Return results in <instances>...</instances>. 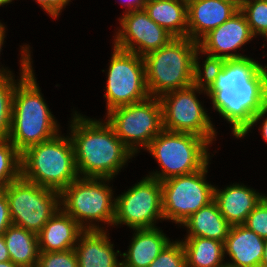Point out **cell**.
<instances>
[{"instance_id": "cell-1", "label": "cell", "mask_w": 267, "mask_h": 267, "mask_svg": "<svg viewBox=\"0 0 267 267\" xmlns=\"http://www.w3.org/2000/svg\"><path fill=\"white\" fill-rule=\"evenodd\" d=\"M71 124L75 165L84 178H108L114 175L134 155L106 122L88 120L74 115Z\"/></svg>"}, {"instance_id": "cell-2", "label": "cell", "mask_w": 267, "mask_h": 267, "mask_svg": "<svg viewBox=\"0 0 267 267\" xmlns=\"http://www.w3.org/2000/svg\"><path fill=\"white\" fill-rule=\"evenodd\" d=\"M22 49L24 50L21 60L22 76L13 94L11 126L8 135L9 141L20 153L30 146L59 135L57 122L54 121L36 84L29 48L26 46Z\"/></svg>"}, {"instance_id": "cell-3", "label": "cell", "mask_w": 267, "mask_h": 267, "mask_svg": "<svg viewBox=\"0 0 267 267\" xmlns=\"http://www.w3.org/2000/svg\"><path fill=\"white\" fill-rule=\"evenodd\" d=\"M198 53V42L175 37L162 48L146 54L143 59L150 97L189 87L200 80Z\"/></svg>"}, {"instance_id": "cell-4", "label": "cell", "mask_w": 267, "mask_h": 267, "mask_svg": "<svg viewBox=\"0 0 267 267\" xmlns=\"http://www.w3.org/2000/svg\"><path fill=\"white\" fill-rule=\"evenodd\" d=\"M21 176L61 193L79 175L71 138L56 135L21 153Z\"/></svg>"}, {"instance_id": "cell-5", "label": "cell", "mask_w": 267, "mask_h": 267, "mask_svg": "<svg viewBox=\"0 0 267 267\" xmlns=\"http://www.w3.org/2000/svg\"><path fill=\"white\" fill-rule=\"evenodd\" d=\"M210 142L191 133L162 130L146 148L157 159L162 173L149 177L160 182L196 172L208 165Z\"/></svg>"}, {"instance_id": "cell-6", "label": "cell", "mask_w": 267, "mask_h": 267, "mask_svg": "<svg viewBox=\"0 0 267 267\" xmlns=\"http://www.w3.org/2000/svg\"><path fill=\"white\" fill-rule=\"evenodd\" d=\"M2 190L8 200L12 224L38 234L60 210V193L20 176ZM59 208V209H58Z\"/></svg>"}, {"instance_id": "cell-7", "label": "cell", "mask_w": 267, "mask_h": 267, "mask_svg": "<svg viewBox=\"0 0 267 267\" xmlns=\"http://www.w3.org/2000/svg\"><path fill=\"white\" fill-rule=\"evenodd\" d=\"M103 180L110 179L79 176L60 193L61 203L64 205L62 210L84 230H102L94 224L83 226L84 220H99L112 225L114 223L116 203L112 200V190L108 185L102 184Z\"/></svg>"}, {"instance_id": "cell-8", "label": "cell", "mask_w": 267, "mask_h": 267, "mask_svg": "<svg viewBox=\"0 0 267 267\" xmlns=\"http://www.w3.org/2000/svg\"><path fill=\"white\" fill-rule=\"evenodd\" d=\"M107 114V123L133 154L137 152L138 145L146 149L163 130L159 97H149L142 102L120 106Z\"/></svg>"}, {"instance_id": "cell-9", "label": "cell", "mask_w": 267, "mask_h": 267, "mask_svg": "<svg viewBox=\"0 0 267 267\" xmlns=\"http://www.w3.org/2000/svg\"><path fill=\"white\" fill-rule=\"evenodd\" d=\"M202 89L205 90V87L201 80H198L189 87L159 96L164 130L195 134L211 143L215 130L195 95V90Z\"/></svg>"}, {"instance_id": "cell-10", "label": "cell", "mask_w": 267, "mask_h": 267, "mask_svg": "<svg viewBox=\"0 0 267 267\" xmlns=\"http://www.w3.org/2000/svg\"><path fill=\"white\" fill-rule=\"evenodd\" d=\"M106 86L108 112L114 108L142 102L150 97L142 56L114 47Z\"/></svg>"}, {"instance_id": "cell-11", "label": "cell", "mask_w": 267, "mask_h": 267, "mask_svg": "<svg viewBox=\"0 0 267 267\" xmlns=\"http://www.w3.org/2000/svg\"><path fill=\"white\" fill-rule=\"evenodd\" d=\"M207 166L161 182L163 218L183 224L214 200V186L205 181Z\"/></svg>"}, {"instance_id": "cell-12", "label": "cell", "mask_w": 267, "mask_h": 267, "mask_svg": "<svg viewBox=\"0 0 267 267\" xmlns=\"http://www.w3.org/2000/svg\"><path fill=\"white\" fill-rule=\"evenodd\" d=\"M115 203L114 225L123 223L134 230L155 228V219L163 218L161 182L147 176Z\"/></svg>"}, {"instance_id": "cell-13", "label": "cell", "mask_w": 267, "mask_h": 267, "mask_svg": "<svg viewBox=\"0 0 267 267\" xmlns=\"http://www.w3.org/2000/svg\"><path fill=\"white\" fill-rule=\"evenodd\" d=\"M120 22L123 29L117 33L114 47L142 57L162 48L175 38L156 24L144 9L126 11ZM135 45L139 46L136 48Z\"/></svg>"}, {"instance_id": "cell-14", "label": "cell", "mask_w": 267, "mask_h": 267, "mask_svg": "<svg viewBox=\"0 0 267 267\" xmlns=\"http://www.w3.org/2000/svg\"><path fill=\"white\" fill-rule=\"evenodd\" d=\"M253 37L255 36L244 14L239 10L219 27L203 36L200 39L201 41H198V49H200L201 53H208L205 62L240 59L245 56L226 52L242 47Z\"/></svg>"}, {"instance_id": "cell-15", "label": "cell", "mask_w": 267, "mask_h": 267, "mask_svg": "<svg viewBox=\"0 0 267 267\" xmlns=\"http://www.w3.org/2000/svg\"><path fill=\"white\" fill-rule=\"evenodd\" d=\"M203 65L204 75L200 72V80L205 90L233 91V88L248 86V83L264 68L247 57L204 62Z\"/></svg>"}, {"instance_id": "cell-16", "label": "cell", "mask_w": 267, "mask_h": 267, "mask_svg": "<svg viewBox=\"0 0 267 267\" xmlns=\"http://www.w3.org/2000/svg\"><path fill=\"white\" fill-rule=\"evenodd\" d=\"M238 11L237 7L223 0L190 1L187 3V37L200 41L209 31L219 27Z\"/></svg>"}, {"instance_id": "cell-17", "label": "cell", "mask_w": 267, "mask_h": 267, "mask_svg": "<svg viewBox=\"0 0 267 267\" xmlns=\"http://www.w3.org/2000/svg\"><path fill=\"white\" fill-rule=\"evenodd\" d=\"M264 245L265 239L243 224L231 226L224 241V251L233 261L228 264L234 267H260Z\"/></svg>"}, {"instance_id": "cell-18", "label": "cell", "mask_w": 267, "mask_h": 267, "mask_svg": "<svg viewBox=\"0 0 267 267\" xmlns=\"http://www.w3.org/2000/svg\"><path fill=\"white\" fill-rule=\"evenodd\" d=\"M84 231L69 214L60 208L37 234L39 251L57 252L74 249L75 242Z\"/></svg>"}, {"instance_id": "cell-19", "label": "cell", "mask_w": 267, "mask_h": 267, "mask_svg": "<svg viewBox=\"0 0 267 267\" xmlns=\"http://www.w3.org/2000/svg\"><path fill=\"white\" fill-rule=\"evenodd\" d=\"M263 195L246 186L232 185L220 191L214 187V201L231 226L242 225L262 200Z\"/></svg>"}, {"instance_id": "cell-20", "label": "cell", "mask_w": 267, "mask_h": 267, "mask_svg": "<svg viewBox=\"0 0 267 267\" xmlns=\"http://www.w3.org/2000/svg\"><path fill=\"white\" fill-rule=\"evenodd\" d=\"M104 230H85L74 247L78 267H122Z\"/></svg>"}, {"instance_id": "cell-21", "label": "cell", "mask_w": 267, "mask_h": 267, "mask_svg": "<svg viewBox=\"0 0 267 267\" xmlns=\"http://www.w3.org/2000/svg\"><path fill=\"white\" fill-rule=\"evenodd\" d=\"M137 231V232H136ZM135 236L122 261V267H148L170 243L157 228L135 229Z\"/></svg>"}, {"instance_id": "cell-22", "label": "cell", "mask_w": 267, "mask_h": 267, "mask_svg": "<svg viewBox=\"0 0 267 267\" xmlns=\"http://www.w3.org/2000/svg\"><path fill=\"white\" fill-rule=\"evenodd\" d=\"M144 11L174 37H187V3L180 0H146Z\"/></svg>"}, {"instance_id": "cell-23", "label": "cell", "mask_w": 267, "mask_h": 267, "mask_svg": "<svg viewBox=\"0 0 267 267\" xmlns=\"http://www.w3.org/2000/svg\"><path fill=\"white\" fill-rule=\"evenodd\" d=\"M183 224L189 229L187 237H203L221 242L225 241L231 227L214 200L193 213Z\"/></svg>"}, {"instance_id": "cell-24", "label": "cell", "mask_w": 267, "mask_h": 267, "mask_svg": "<svg viewBox=\"0 0 267 267\" xmlns=\"http://www.w3.org/2000/svg\"><path fill=\"white\" fill-rule=\"evenodd\" d=\"M3 237L10 259L16 265L24 267L38 263L40 251L37 234L12 224Z\"/></svg>"}, {"instance_id": "cell-25", "label": "cell", "mask_w": 267, "mask_h": 267, "mask_svg": "<svg viewBox=\"0 0 267 267\" xmlns=\"http://www.w3.org/2000/svg\"><path fill=\"white\" fill-rule=\"evenodd\" d=\"M267 66L263 68L248 86L233 88L240 99V107H244L252 116L251 125L238 137L241 138L267 113Z\"/></svg>"}, {"instance_id": "cell-26", "label": "cell", "mask_w": 267, "mask_h": 267, "mask_svg": "<svg viewBox=\"0 0 267 267\" xmlns=\"http://www.w3.org/2000/svg\"><path fill=\"white\" fill-rule=\"evenodd\" d=\"M211 97L213 107L233 125V134L238 138L252 123L253 116L240 107L236 93L228 90H204Z\"/></svg>"}, {"instance_id": "cell-27", "label": "cell", "mask_w": 267, "mask_h": 267, "mask_svg": "<svg viewBox=\"0 0 267 267\" xmlns=\"http://www.w3.org/2000/svg\"><path fill=\"white\" fill-rule=\"evenodd\" d=\"M187 267H222L224 242L203 237H187L183 242Z\"/></svg>"}, {"instance_id": "cell-28", "label": "cell", "mask_w": 267, "mask_h": 267, "mask_svg": "<svg viewBox=\"0 0 267 267\" xmlns=\"http://www.w3.org/2000/svg\"><path fill=\"white\" fill-rule=\"evenodd\" d=\"M9 142L0 140V189L21 176V153Z\"/></svg>"}, {"instance_id": "cell-29", "label": "cell", "mask_w": 267, "mask_h": 267, "mask_svg": "<svg viewBox=\"0 0 267 267\" xmlns=\"http://www.w3.org/2000/svg\"><path fill=\"white\" fill-rule=\"evenodd\" d=\"M8 73L0 75V140L8 139L11 126L13 94L16 87L11 71H8Z\"/></svg>"}, {"instance_id": "cell-30", "label": "cell", "mask_w": 267, "mask_h": 267, "mask_svg": "<svg viewBox=\"0 0 267 267\" xmlns=\"http://www.w3.org/2000/svg\"><path fill=\"white\" fill-rule=\"evenodd\" d=\"M254 1V2H252ZM246 0L240 9L255 36L267 33V0Z\"/></svg>"}, {"instance_id": "cell-31", "label": "cell", "mask_w": 267, "mask_h": 267, "mask_svg": "<svg viewBox=\"0 0 267 267\" xmlns=\"http://www.w3.org/2000/svg\"><path fill=\"white\" fill-rule=\"evenodd\" d=\"M148 267H187L182 242H170Z\"/></svg>"}, {"instance_id": "cell-32", "label": "cell", "mask_w": 267, "mask_h": 267, "mask_svg": "<svg viewBox=\"0 0 267 267\" xmlns=\"http://www.w3.org/2000/svg\"><path fill=\"white\" fill-rule=\"evenodd\" d=\"M38 262L42 267H78L74 249L57 252H40Z\"/></svg>"}, {"instance_id": "cell-33", "label": "cell", "mask_w": 267, "mask_h": 267, "mask_svg": "<svg viewBox=\"0 0 267 267\" xmlns=\"http://www.w3.org/2000/svg\"><path fill=\"white\" fill-rule=\"evenodd\" d=\"M258 236L267 239V203L262 199L243 224Z\"/></svg>"}, {"instance_id": "cell-34", "label": "cell", "mask_w": 267, "mask_h": 267, "mask_svg": "<svg viewBox=\"0 0 267 267\" xmlns=\"http://www.w3.org/2000/svg\"><path fill=\"white\" fill-rule=\"evenodd\" d=\"M10 225H12V220L8 200L5 192L0 189V235H3Z\"/></svg>"}, {"instance_id": "cell-35", "label": "cell", "mask_w": 267, "mask_h": 267, "mask_svg": "<svg viewBox=\"0 0 267 267\" xmlns=\"http://www.w3.org/2000/svg\"><path fill=\"white\" fill-rule=\"evenodd\" d=\"M54 18L57 17L70 0H36Z\"/></svg>"}, {"instance_id": "cell-36", "label": "cell", "mask_w": 267, "mask_h": 267, "mask_svg": "<svg viewBox=\"0 0 267 267\" xmlns=\"http://www.w3.org/2000/svg\"><path fill=\"white\" fill-rule=\"evenodd\" d=\"M10 256L3 235H0V262L9 261Z\"/></svg>"}, {"instance_id": "cell-37", "label": "cell", "mask_w": 267, "mask_h": 267, "mask_svg": "<svg viewBox=\"0 0 267 267\" xmlns=\"http://www.w3.org/2000/svg\"><path fill=\"white\" fill-rule=\"evenodd\" d=\"M127 4L130 9L128 10V12L135 10H143L146 4V0H128Z\"/></svg>"}, {"instance_id": "cell-38", "label": "cell", "mask_w": 267, "mask_h": 267, "mask_svg": "<svg viewBox=\"0 0 267 267\" xmlns=\"http://www.w3.org/2000/svg\"><path fill=\"white\" fill-rule=\"evenodd\" d=\"M260 267H267V239L265 240L264 250H263V257L261 260Z\"/></svg>"}, {"instance_id": "cell-39", "label": "cell", "mask_w": 267, "mask_h": 267, "mask_svg": "<svg viewBox=\"0 0 267 267\" xmlns=\"http://www.w3.org/2000/svg\"><path fill=\"white\" fill-rule=\"evenodd\" d=\"M223 1L231 3L240 10L246 0H223Z\"/></svg>"}, {"instance_id": "cell-40", "label": "cell", "mask_w": 267, "mask_h": 267, "mask_svg": "<svg viewBox=\"0 0 267 267\" xmlns=\"http://www.w3.org/2000/svg\"><path fill=\"white\" fill-rule=\"evenodd\" d=\"M0 267H19L16 265L13 261H5V262H0Z\"/></svg>"}, {"instance_id": "cell-41", "label": "cell", "mask_w": 267, "mask_h": 267, "mask_svg": "<svg viewBox=\"0 0 267 267\" xmlns=\"http://www.w3.org/2000/svg\"><path fill=\"white\" fill-rule=\"evenodd\" d=\"M5 30V28H4V26L0 23V51H1V47H2V45H3V41H4V31Z\"/></svg>"}, {"instance_id": "cell-42", "label": "cell", "mask_w": 267, "mask_h": 267, "mask_svg": "<svg viewBox=\"0 0 267 267\" xmlns=\"http://www.w3.org/2000/svg\"><path fill=\"white\" fill-rule=\"evenodd\" d=\"M262 132L264 139L267 141V119L263 122Z\"/></svg>"}, {"instance_id": "cell-43", "label": "cell", "mask_w": 267, "mask_h": 267, "mask_svg": "<svg viewBox=\"0 0 267 267\" xmlns=\"http://www.w3.org/2000/svg\"><path fill=\"white\" fill-rule=\"evenodd\" d=\"M12 0H0V6L5 5L6 3H10Z\"/></svg>"}, {"instance_id": "cell-44", "label": "cell", "mask_w": 267, "mask_h": 267, "mask_svg": "<svg viewBox=\"0 0 267 267\" xmlns=\"http://www.w3.org/2000/svg\"><path fill=\"white\" fill-rule=\"evenodd\" d=\"M24 267H42L39 262L38 263H35V264H32V265H29V266H24Z\"/></svg>"}, {"instance_id": "cell-45", "label": "cell", "mask_w": 267, "mask_h": 267, "mask_svg": "<svg viewBox=\"0 0 267 267\" xmlns=\"http://www.w3.org/2000/svg\"><path fill=\"white\" fill-rule=\"evenodd\" d=\"M222 267H234V266H231V265H229V264H224Z\"/></svg>"}, {"instance_id": "cell-46", "label": "cell", "mask_w": 267, "mask_h": 267, "mask_svg": "<svg viewBox=\"0 0 267 267\" xmlns=\"http://www.w3.org/2000/svg\"><path fill=\"white\" fill-rule=\"evenodd\" d=\"M262 199L267 203V197L263 196Z\"/></svg>"}, {"instance_id": "cell-47", "label": "cell", "mask_w": 267, "mask_h": 267, "mask_svg": "<svg viewBox=\"0 0 267 267\" xmlns=\"http://www.w3.org/2000/svg\"><path fill=\"white\" fill-rule=\"evenodd\" d=\"M180 1H183V2L189 3V2H190V1H192V0H180Z\"/></svg>"}, {"instance_id": "cell-48", "label": "cell", "mask_w": 267, "mask_h": 267, "mask_svg": "<svg viewBox=\"0 0 267 267\" xmlns=\"http://www.w3.org/2000/svg\"><path fill=\"white\" fill-rule=\"evenodd\" d=\"M4 71H5V69H4L3 71H2V70H0V75H1V74H4Z\"/></svg>"}]
</instances>
